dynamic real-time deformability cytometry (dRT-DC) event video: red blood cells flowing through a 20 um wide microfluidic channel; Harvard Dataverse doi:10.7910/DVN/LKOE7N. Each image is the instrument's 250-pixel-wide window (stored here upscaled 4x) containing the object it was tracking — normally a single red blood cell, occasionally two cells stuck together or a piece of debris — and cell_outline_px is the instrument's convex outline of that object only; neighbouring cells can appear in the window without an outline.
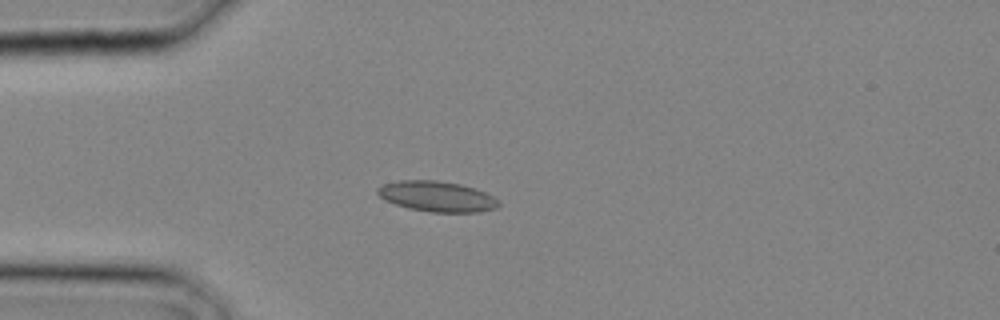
{"species": "common noctule bat (a hibernating species)", "species_latin": "Nyctalus noctula", "temperature_condition": "cold", "stored_images_in_passage": 2, "camera_frame_rate_fps": 3000, "um_per_image_px": 0.085, "animal": {"sex": "male", "body_mass_g": 20.4}, "frame": {"image": 1, "passage_image": 2, "time_ms": 0.333, "image_size_px": [1000, 320], "cell_outline_px": [[500, 204], [496, 208], [480, 212], [432, 212], [408, 208], [384, 200], [376, 192], [376, 188], [384, 184], [400, 180], [436, 180], [460, 184], [476, 188], [500, 200]], "centroid_in_image_um": [37.15, 16.69], "position_along_channel_um": 47.9, "area_um2": 21.56}}